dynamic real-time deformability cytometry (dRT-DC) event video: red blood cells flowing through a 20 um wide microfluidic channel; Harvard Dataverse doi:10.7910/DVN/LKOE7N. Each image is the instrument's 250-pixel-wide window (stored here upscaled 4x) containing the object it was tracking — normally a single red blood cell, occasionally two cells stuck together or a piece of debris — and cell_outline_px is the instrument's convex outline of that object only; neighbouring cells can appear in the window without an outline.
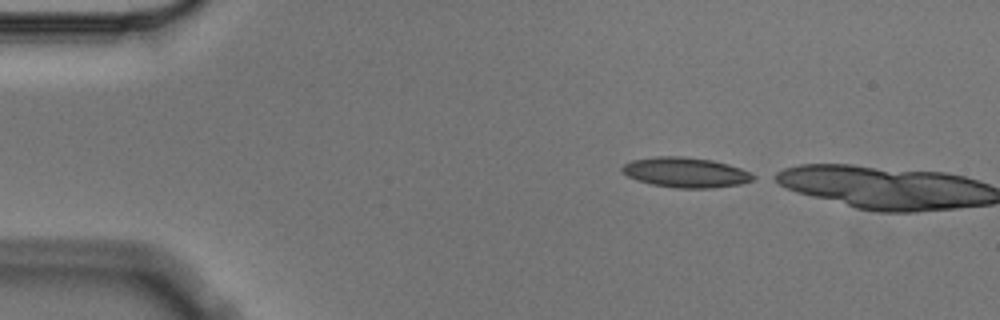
{"species": "Egyptian fruit bat (a non-hibernating species)", "species_latin": "Rousettus aegyptiacus", "temperature_condition": "cold", "stored_images_in_passage": 2, "camera_frame_rate_fps": 3000, "um_per_image_px": 0.085, "animal": {"sex": "male"}, "frame": {"image": 1, "passage_image": 1, "time_ms": 0.0, "image_size_px": [1000, 320], "cell_outline_px": [[756, 176], [752, 180], [740, 184], [712, 188], [676, 188], [652, 184], [636, 180], [628, 176], [620, 168], [624, 164], [632, 160], [656, 156], [684, 156], [712, 160], [728, 164], [740, 168]], "centroid_in_image_um": [58.26, 14.65], "position_along_channel_um": 26.7, "area_um2": 22.89}}